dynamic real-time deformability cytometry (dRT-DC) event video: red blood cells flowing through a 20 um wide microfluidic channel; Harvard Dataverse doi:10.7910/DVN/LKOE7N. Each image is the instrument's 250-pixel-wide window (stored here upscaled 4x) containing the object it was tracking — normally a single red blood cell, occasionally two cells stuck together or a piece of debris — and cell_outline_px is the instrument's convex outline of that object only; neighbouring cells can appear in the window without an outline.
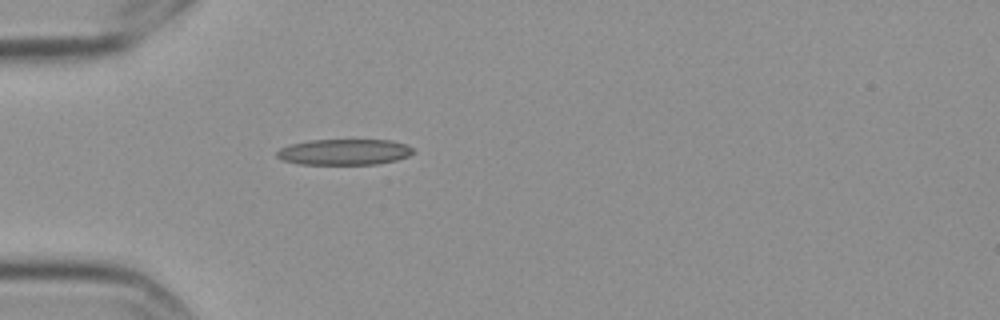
{"species": "Egyptian fruit bat (a non-hibernating species)", "species_latin": "Rousettus aegyptiacus", "temperature_condition": "cold", "stored_images_in_passage": 1, "camera_frame_rate_fps": 3000, "um_per_image_px": 0.085, "frame": {"image": 1, "passage_image": 1, "time_ms": 0.0, "image_size_px": [1000, 320], "cell_outline_px": [[416, 152], [408, 156], [396, 160], [376, 164], [300, 164], [284, 160], [276, 156], [276, 152], [280, 148], [292, 144], [308, 140], [392, 140], [404, 144], [412, 148]], "centroid_in_image_um": [29.28, 12.91], "position_along_channel_um": 55.7, "area_um2": 20.46}}